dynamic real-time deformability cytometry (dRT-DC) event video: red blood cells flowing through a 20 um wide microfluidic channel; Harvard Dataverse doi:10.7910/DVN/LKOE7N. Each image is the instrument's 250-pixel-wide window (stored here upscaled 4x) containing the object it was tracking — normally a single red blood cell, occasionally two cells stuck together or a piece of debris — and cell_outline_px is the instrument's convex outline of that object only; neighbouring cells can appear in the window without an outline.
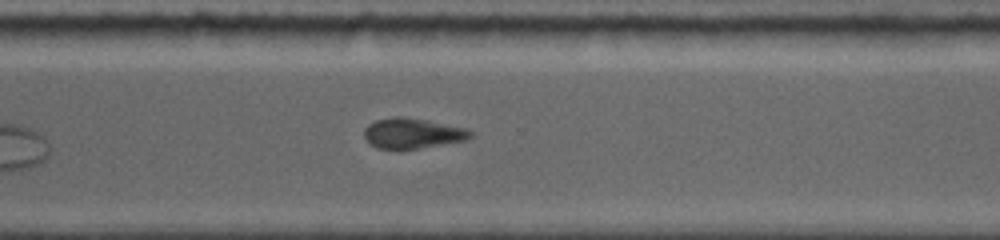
{"species": "common noctule bat (a hibernating species)", "species_latin": "Nyctalus noctula", "temperature_condition": "room temperature", "stored_images_in_passage": 16, "camera_frame_rate_fps": 5000, "um_per_image_px": 0.085, "animal": {"sex": "female", "body_mass_g": 19.0, "forearm_length_mm": 56.7}, "frame": {"image": 1, "passage_image": 16, "time_ms": 11.4, "image_size_px": [1000, 240], "cell_outline_px": [[472, 136], [468, 140], [400, 152], [376, 148], [368, 144], [364, 136], [364, 128], [368, 124], [376, 120], [396, 116], [400, 116], [424, 120], [464, 128], [472, 132]], "centroid_in_image_um": [34.99, 11.39], "position_along_channel_um": 335.6, "area_um2": 19.31}}